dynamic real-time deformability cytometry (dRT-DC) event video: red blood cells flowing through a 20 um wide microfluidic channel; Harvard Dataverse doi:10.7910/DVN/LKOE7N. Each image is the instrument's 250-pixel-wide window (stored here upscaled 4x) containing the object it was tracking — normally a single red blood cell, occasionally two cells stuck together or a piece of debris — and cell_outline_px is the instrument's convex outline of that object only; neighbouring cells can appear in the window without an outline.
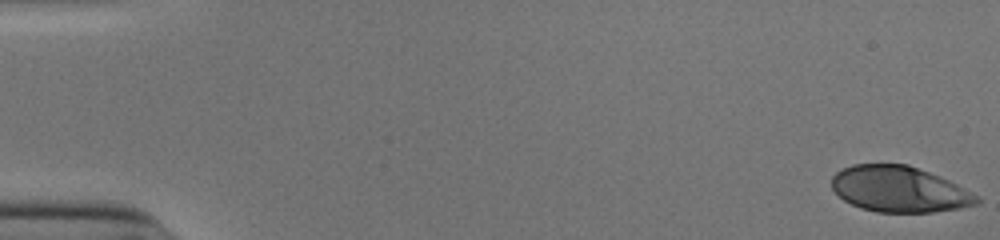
{"species": "human", "species_latin": "Homo sapiens", "temperature_condition": "cold", "stored_images_in_passage": 53, "camera_frame_rate_fps": 3000, "um_per_image_px": 0.085, "donor": {"sex": "male"}, "frame": {"image": 1, "passage_image": 1, "time_ms": 0.0, "image_size_px": [1000, 240], "cell_outline_px": [[980, 204], [960, 208], [932, 212], [876, 212], [860, 208], [844, 200], [832, 188], [832, 176], [836, 172], [852, 164], [908, 164], [940, 176], [980, 196]], "centroid_in_image_um": [76.46, 16.08], "position_along_channel_um": 8.5, "area_um2": 38.84}}
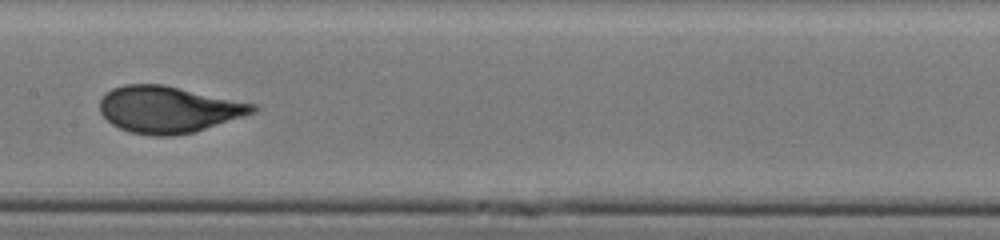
{"frame": {"image": 2, "passage_image": 28, "time_ms": 9.0, "image_size_px": [1000, 240], "cell_outline_px": [[260, 108], [256, 112], [244, 116], [192, 132], [172, 136], [156, 136], [128, 132], [112, 124], [100, 112], [100, 100], [112, 88], [124, 84], [164, 84], [256, 104]], "centroid_in_image_um": [14.32, 9.29], "position_along_channel_um": 193.1, "area_um2": 41.44}}
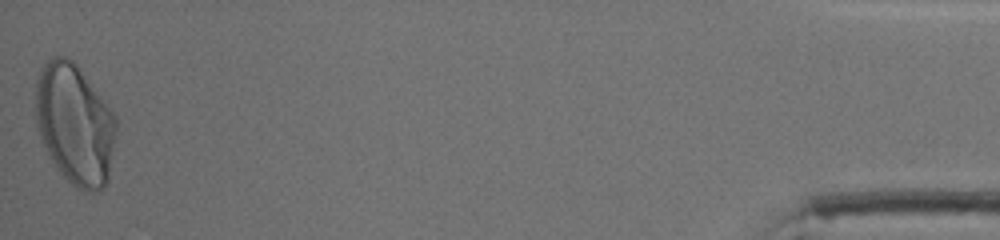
{"frame": {"image": 3, "passage_image": 53, "time_ms": 17.333, "image_size_px": [1000, 240], "cell_outline_px": [[116, 132], [108, 180], [104, 188], [100, 192], [84, 192], [76, 188], [56, 168], [44, 144], [36, 124], [36, 80], [40, 68], [52, 56], [64, 56], [72, 60], [76, 64], [116, 116]], "centroid_in_image_um": [6.36, 10.57], "position_along_channel_um": 428.8, "area_um2": 56.47}, "authors_computed_cell_mechanics": {"area_um2": 40.8068, "velocity_mm_per_s": 3.8783, "shape_relaxation_time_tau1_ms": 4.8876, "shape_relaxation_time_tau2_ms": null, "deformation_change_tau1": 0.2203, "deformation_change_tau2": null}}